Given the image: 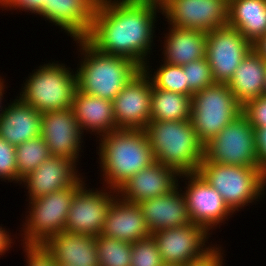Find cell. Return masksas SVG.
Segmentation results:
<instances>
[{
  "mask_svg": "<svg viewBox=\"0 0 266 266\" xmlns=\"http://www.w3.org/2000/svg\"><path fill=\"white\" fill-rule=\"evenodd\" d=\"M228 25L254 44L266 34V0H229Z\"/></svg>",
  "mask_w": 266,
  "mask_h": 266,
  "instance_id": "27",
  "label": "cell"
},
{
  "mask_svg": "<svg viewBox=\"0 0 266 266\" xmlns=\"http://www.w3.org/2000/svg\"><path fill=\"white\" fill-rule=\"evenodd\" d=\"M253 49L266 61V34L253 44Z\"/></svg>",
  "mask_w": 266,
  "mask_h": 266,
  "instance_id": "42",
  "label": "cell"
},
{
  "mask_svg": "<svg viewBox=\"0 0 266 266\" xmlns=\"http://www.w3.org/2000/svg\"><path fill=\"white\" fill-rule=\"evenodd\" d=\"M153 60L149 59L142 68L149 76L152 85L158 89L187 95L186 74L183 67L163 62L161 59H158V61ZM152 61L159 64L153 66L154 63Z\"/></svg>",
  "mask_w": 266,
  "mask_h": 266,
  "instance_id": "29",
  "label": "cell"
},
{
  "mask_svg": "<svg viewBox=\"0 0 266 266\" xmlns=\"http://www.w3.org/2000/svg\"><path fill=\"white\" fill-rule=\"evenodd\" d=\"M46 2L47 0H0V10L4 11V13L9 11L12 15L15 12V14L19 15L23 11L27 15L37 18Z\"/></svg>",
  "mask_w": 266,
  "mask_h": 266,
  "instance_id": "36",
  "label": "cell"
},
{
  "mask_svg": "<svg viewBox=\"0 0 266 266\" xmlns=\"http://www.w3.org/2000/svg\"><path fill=\"white\" fill-rule=\"evenodd\" d=\"M99 266H130L132 243L100 234L95 237Z\"/></svg>",
  "mask_w": 266,
  "mask_h": 266,
  "instance_id": "31",
  "label": "cell"
},
{
  "mask_svg": "<svg viewBox=\"0 0 266 266\" xmlns=\"http://www.w3.org/2000/svg\"><path fill=\"white\" fill-rule=\"evenodd\" d=\"M56 264L69 266H99L95 237L62 231L44 244Z\"/></svg>",
  "mask_w": 266,
  "mask_h": 266,
  "instance_id": "25",
  "label": "cell"
},
{
  "mask_svg": "<svg viewBox=\"0 0 266 266\" xmlns=\"http://www.w3.org/2000/svg\"><path fill=\"white\" fill-rule=\"evenodd\" d=\"M85 181L74 193L67 215L65 231L97 237L105 225V217L117 191L102 185L94 188ZM87 182V183H86Z\"/></svg>",
  "mask_w": 266,
  "mask_h": 266,
  "instance_id": "11",
  "label": "cell"
},
{
  "mask_svg": "<svg viewBox=\"0 0 266 266\" xmlns=\"http://www.w3.org/2000/svg\"><path fill=\"white\" fill-rule=\"evenodd\" d=\"M162 266H183L181 264L163 263Z\"/></svg>",
  "mask_w": 266,
  "mask_h": 266,
  "instance_id": "43",
  "label": "cell"
},
{
  "mask_svg": "<svg viewBox=\"0 0 266 266\" xmlns=\"http://www.w3.org/2000/svg\"><path fill=\"white\" fill-rule=\"evenodd\" d=\"M192 96L165 91L152 85L151 121H182L191 117Z\"/></svg>",
  "mask_w": 266,
  "mask_h": 266,
  "instance_id": "28",
  "label": "cell"
},
{
  "mask_svg": "<svg viewBox=\"0 0 266 266\" xmlns=\"http://www.w3.org/2000/svg\"><path fill=\"white\" fill-rule=\"evenodd\" d=\"M178 186L192 223L204 227L211 235L217 234L221 226H228L229 220L235 217L222 196L198 172L180 175Z\"/></svg>",
  "mask_w": 266,
  "mask_h": 266,
  "instance_id": "10",
  "label": "cell"
},
{
  "mask_svg": "<svg viewBox=\"0 0 266 266\" xmlns=\"http://www.w3.org/2000/svg\"><path fill=\"white\" fill-rule=\"evenodd\" d=\"M74 41V42H73ZM78 55L75 67L77 89L87 95H95L113 101L141 68L122 56L97 51L85 39H73ZM75 52V53H74Z\"/></svg>",
  "mask_w": 266,
  "mask_h": 266,
  "instance_id": "3",
  "label": "cell"
},
{
  "mask_svg": "<svg viewBox=\"0 0 266 266\" xmlns=\"http://www.w3.org/2000/svg\"><path fill=\"white\" fill-rule=\"evenodd\" d=\"M202 162L234 166H259L255 129L243 113L204 144Z\"/></svg>",
  "mask_w": 266,
  "mask_h": 266,
  "instance_id": "9",
  "label": "cell"
},
{
  "mask_svg": "<svg viewBox=\"0 0 266 266\" xmlns=\"http://www.w3.org/2000/svg\"><path fill=\"white\" fill-rule=\"evenodd\" d=\"M138 204L151 234L192 223L184 194L179 186L166 195L143 200Z\"/></svg>",
  "mask_w": 266,
  "mask_h": 266,
  "instance_id": "22",
  "label": "cell"
},
{
  "mask_svg": "<svg viewBox=\"0 0 266 266\" xmlns=\"http://www.w3.org/2000/svg\"><path fill=\"white\" fill-rule=\"evenodd\" d=\"M166 25L212 31L228 25L229 0H166L161 4Z\"/></svg>",
  "mask_w": 266,
  "mask_h": 266,
  "instance_id": "12",
  "label": "cell"
},
{
  "mask_svg": "<svg viewBox=\"0 0 266 266\" xmlns=\"http://www.w3.org/2000/svg\"><path fill=\"white\" fill-rule=\"evenodd\" d=\"M259 168L266 174V127L254 128Z\"/></svg>",
  "mask_w": 266,
  "mask_h": 266,
  "instance_id": "39",
  "label": "cell"
},
{
  "mask_svg": "<svg viewBox=\"0 0 266 266\" xmlns=\"http://www.w3.org/2000/svg\"><path fill=\"white\" fill-rule=\"evenodd\" d=\"M147 1H151V2H155L157 4H162L163 2H165L166 0H147Z\"/></svg>",
  "mask_w": 266,
  "mask_h": 266,
  "instance_id": "44",
  "label": "cell"
},
{
  "mask_svg": "<svg viewBox=\"0 0 266 266\" xmlns=\"http://www.w3.org/2000/svg\"><path fill=\"white\" fill-rule=\"evenodd\" d=\"M206 58L215 83H228L253 44L229 25L206 32Z\"/></svg>",
  "mask_w": 266,
  "mask_h": 266,
  "instance_id": "14",
  "label": "cell"
},
{
  "mask_svg": "<svg viewBox=\"0 0 266 266\" xmlns=\"http://www.w3.org/2000/svg\"><path fill=\"white\" fill-rule=\"evenodd\" d=\"M57 266H69V265H62V264H57Z\"/></svg>",
  "mask_w": 266,
  "mask_h": 266,
  "instance_id": "46",
  "label": "cell"
},
{
  "mask_svg": "<svg viewBox=\"0 0 266 266\" xmlns=\"http://www.w3.org/2000/svg\"><path fill=\"white\" fill-rule=\"evenodd\" d=\"M265 77L266 61L252 48L227 85L243 107L247 102L263 96Z\"/></svg>",
  "mask_w": 266,
  "mask_h": 266,
  "instance_id": "26",
  "label": "cell"
},
{
  "mask_svg": "<svg viewBox=\"0 0 266 266\" xmlns=\"http://www.w3.org/2000/svg\"><path fill=\"white\" fill-rule=\"evenodd\" d=\"M162 23L164 24L163 30H166L161 33V37L160 32L157 34L159 37L157 54L163 62L183 66L206 57V33L169 25L166 27V23L164 21ZM161 38L164 39L161 40Z\"/></svg>",
  "mask_w": 266,
  "mask_h": 266,
  "instance_id": "20",
  "label": "cell"
},
{
  "mask_svg": "<svg viewBox=\"0 0 266 266\" xmlns=\"http://www.w3.org/2000/svg\"><path fill=\"white\" fill-rule=\"evenodd\" d=\"M52 60L33 68L27 77H23L20 92H16L22 102L40 113L71 107L77 89L75 68L64 60Z\"/></svg>",
  "mask_w": 266,
  "mask_h": 266,
  "instance_id": "5",
  "label": "cell"
},
{
  "mask_svg": "<svg viewBox=\"0 0 266 266\" xmlns=\"http://www.w3.org/2000/svg\"><path fill=\"white\" fill-rule=\"evenodd\" d=\"M236 215L266 199V174L259 166H234L201 162L197 171ZM258 202V203H257Z\"/></svg>",
  "mask_w": 266,
  "mask_h": 266,
  "instance_id": "6",
  "label": "cell"
},
{
  "mask_svg": "<svg viewBox=\"0 0 266 266\" xmlns=\"http://www.w3.org/2000/svg\"><path fill=\"white\" fill-rule=\"evenodd\" d=\"M242 113L253 128L266 127V96H260L247 102L242 107Z\"/></svg>",
  "mask_w": 266,
  "mask_h": 266,
  "instance_id": "37",
  "label": "cell"
},
{
  "mask_svg": "<svg viewBox=\"0 0 266 266\" xmlns=\"http://www.w3.org/2000/svg\"><path fill=\"white\" fill-rule=\"evenodd\" d=\"M40 136L47 144L51 156L72 160L79 169L82 168L80 157L85 152L87 138L80 129L72 107L43 112Z\"/></svg>",
  "mask_w": 266,
  "mask_h": 266,
  "instance_id": "13",
  "label": "cell"
},
{
  "mask_svg": "<svg viewBox=\"0 0 266 266\" xmlns=\"http://www.w3.org/2000/svg\"><path fill=\"white\" fill-rule=\"evenodd\" d=\"M144 131L157 163L174 169L179 175L198 171L204 157V144L190 119L150 121Z\"/></svg>",
  "mask_w": 266,
  "mask_h": 266,
  "instance_id": "4",
  "label": "cell"
},
{
  "mask_svg": "<svg viewBox=\"0 0 266 266\" xmlns=\"http://www.w3.org/2000/svg\"><path fill=\"white\" fill-rule=\"evenodd\" d=\"M182 67L186 74L188 96H192L195 92L215 83L206 57L192 61Z\"/></svg>",
  "mask_w": 266,
  "mask_h": 266,
  "instance_id": "32",
  "label": "cell"
},
{
  "mask_svg": "<svg viewBox=\"0 0 266 266\" xmlns=\"http://www.w3.org/2000/svg\"><path fill=\"white\" fill-rule=\"evenodd\" d=\"M78 168L72 160L50 156L22 179L20 186L26 190L25 200L71 187L85 174L83 168Z\"/></svg>",
  "mask_w": 266,
  "mask_h": 266,
  "instance_id": "17",
  "label": "cell"
},
{
  "mask_svg": "<svg viewBox=\"0 0 266 266\" xmlns=\"http://www.w3.org/2000/svg\"><path fill=\"white\" fill-rule=\"evenodd\" d=\"M263 96H266V77H265V88H264V94Z\"/></svg>",
  "mask_w": 266,
  "mask_h": 266,
  "instance_id": "45",
  "label": "cell"
},
{
  "mask_svg": "<svg viewBox=\"0 0 266 266\" xmlns=\"http://www.w3.org/2000/svg\"><path fill=\"white\" fill-rule=\"evenodd\" d=\"M8 82H9L8 79H7V82H6V76L5 75L3 76V73H2L0 75V113L2 111V107H3L4 103H5V101L9 100V99H7L8 95H6V93L9 91L8 87L10 88V86L8 85Z\"/></svg>",
  "mask_w": 266,
  "mask_h": 266,
  "instance_id": "41",
  "label": "cell"
},
{
  "mask_svg": "<svg viewBox=\"0 0 266 266\" xmlns=\"http://www.w3.org/2000/svg\"><path fill=\"white\" fill-rule=\"evenodd\" d=\"M101 234L128 243L151 236L139 204L127 202L118 195L108 208Z\"/></svg>",
  "mask_w": 266,
  "mask_h": 266,
  "instance_id": "23",
  "label": "cell"
},
{
  "mask_svg": "<svg viewBox=\"0 0 266 266\" xmlns=\"http://www.w3.org/2000/svg\"><path fill=\"white\" fill-rule=\"evenodd\" d=\"M12 98L5 101L0 113V137L16 147L40 136L42 113L17 96Z\"/></svg>",
  "mask_w": 266,
  "mask_h": 266,
  "instance_id": "21",
  "label": "cell"
},
{
  "mask_svg": "<svg viewBox=\"0 0 266 266\" xmlns=\"http://www.w3.org/2000/svg\"><path fill=\"white\" fill-rule=\"evenodd\" d=\"M242 113V106L226 83H214L192 95L191 123L206 144Z\"/></svg>",
  "mask_w": 266,
  "mask_h": 266,
  "instance_id": "8",
  "label": "cell"
},
{
  "mask_svg": "<svg viewBox=\"0 0 266 266\" xmlns=\"http://www.w3.org/2000/svg\"><path fill=\"white\" fill-rule=\"evenodd\" d=\"M218 243V244H217ZM220 239L216 244L208 250L203 256L196 260L190 261L183 266H226V252L223 244H220ZM225 253V254H224Z\"/></svg>",
  "mask_w": 266,
  "mask_h": 266,
  "instance_id": "38",
  "label": "cell"
},
{
  "mask_svg": "<svg viewBox=\"0 0 266 266\" xmlns=\"http://www.w3.org/2000/svg\"><path fill=\"white\" fill-rule=\"evenodd\" d=\"M152 82L141 69L112 101L117 129L144 130L151 121Z\"/></svg>",
  "mask_w": 266,
  "mask_h": 266,
  "instance_id": "16",
  "label": "cell"
},
{
  "mask_svg": "<svg viewBox=\"0 0 266 266\" xmlns=\"http://www.w3.org/2000/svg\"><path fill=\"white\" fill-rule=\"evenodd\" d=\"M99 0H47L39 17L73 39H84L91 29ZM54 25V26H53Z\"/></svg>",
  "mask_w": 266,
  "mask_h": 266,
  "instance_id": "18",
  "label": "cell"
},
{
  "mask_svg": "<svg viewBox=\"0 0 266 266\" xmlns=\"http://www.w3.org/2000/svg\"><path fill=\"white\" fill-rule=\"evenodd\" d=\"M71 107L86 137L91 135L89 136L91 139L95 135L93 139L96 137L97 140L117 130L112 101L95 95H87L76 89Z\"/></svg>",
  "mask_w": 266,
  "mask_h": 266,
  "instance_id": "24",
  "label": "cell"
},
{
  "mask_svg": "<svg viewBox=\"0 0 266 266\" xmlns=\"http://www.w3.org/2000/svg\"><path fill=\"white\" fill-rule=\"evenodd\" d=\"M163 261L152 236L132 243L130 266H162Z\"/></svg>",
  "mask_w": 266,
  "mask_h": 266,
  "instance_id": "33",
  "label": "cell"
},
{
  "mask_svg": "<svg viewBox=\"0 0 266 266\" xmlns=\"http://www.w3.org/2000/svg\"><path fill=\"white\" fill-rule=\"evenodd\" d=\"M96 141L99 183L117 190L130 177L155 162L144 130L117 129ZM98 144V145H97Z\"/></svg>",
  "mask_w": 266,
  "mask_h": 266,
  "instance_id": "2",
  "label": "cell"
},
{
  "mask_svg": "<svg viewBox=\"0 0 266 266\" xmlns=\"http://www.w3.org/2000/svg\"><path fill=\"white\" fill-rule=\"evenodd\" d=\"M7 226L0 225V259L6 254L12 251L17 246V242L15 239V234L12 233L10 228H6ZM15 244V245H14Z\"/></svg>",
  "mask_w": 266,
  "mask_h": 266,
  "instance_id": "40",
  "label": "cell"
},
{
  "mask_svg": "<svg viewBox=\"0 0 266 266\" xmlns=\"http://www.w3.org/2000/svg\"><path fill=\"white\" fill-rule=\"evenodd\" d=\"M18 186V170L15 146L0 137V182Z\"/></svg>",
  "mask_w": 266,
  "mask_h": 266,
  "instance_id": "34",
  "label": "cell"
},
{
  "mask_svg": "<svg viewBox=\"0 0 266 266\" xmlns=\"http://www.w3.org/2000/svg\"><path fill=\"white\" fill-rule=\"evenodd\" d=\"M84 175L69 188L43 195L33 200H25L28 203L24 206L23 216L20 215L22 223L18 225L20 227L15 231L16 242L43 245L53 235L65 231L73 195L88 179V176L85 177ZM17 231H19L18 234Z\"/></svg>",
  "mask_w": 266,
  "mask_h": 266,
  "instance_id": "7",
  "label": "cell"
},
{
  "mask_svg": "<svg viewBox=\"0 0 266 266\" xmlns=\"http://www.w3.org/2000/svg\"><path fill=\"white\" fill-rule=\"evenodd\" d=\"M16 149V161L18 170V186L22 179L30 172L38 168L47 158L51 156L47 144L41 136L30 139L18 146Z\"/></svg>",
  "mask_w": 266,
  "mask_h": 266,
  "instance_id": "30",
  "label": "cell"
},
{
  "mask_svg": "<svg viewBox=\"0 0 266 266\" xmlns=\"http://www.w3.org/2000/svg\"><path fill=\"white\" fill-rule=\"evenodd\" d=\"M21 245V246H20ZM25 266H57L54 256L42 244H20ZM24 253V254H23Z\"/></svg>",
  "mask_w": 266,
  "mask_h": 266,
  "instance_id": "35",
  "label": "cell"
},
{
  "mask_svg": "<svg viewBox=\"0 0 266 266\" xmlns=\"http://www.w3.org/2000/svg\"><path fill=\"white\" fill-rule=\"evenodd\" d=\"M151 236L156 242L163 263L181 265L203 256L217 242L211 240L213 236L204 227L193 223L159 230Z\"/></svg>",
  "mask_w": 266,
  "mask_h": 266,
  "instance_id": "15",
  "label": "cell"
},
{
  "mask_svg": "<svg viewBox=\"0 0 266 266\" xmlns=\"http://www.w3.org/2000/svg\"><path fill=\"white\" fill-rule=\"evenodd\" d=\"M160 15L161 5L147 0H99L84 39L97 51L130 59L142 69L157 58L153 52L158 48L156 31L163 29Z\"/></svg>",
  "mask_w": 266,
  "mask_h": 266,
  "instance_id": "1",
  "label": "cell"
},
{
  "mask_svg": "<svg viewBox=\"0 0 266 266\" xmlns=\"http://www.w3.org/2000/svg\"><path fill=\"white\" fill-rule=\"evenodd\" d=\"M179 174L172 168L156 161L130 177L117 195L131 203L166 195L178 186Z\"/></svg>",
  "mask_w": 266,
  "mask_h": 266,
  "instance_id": "19",
  "label": "cell"
}]
</instances>
